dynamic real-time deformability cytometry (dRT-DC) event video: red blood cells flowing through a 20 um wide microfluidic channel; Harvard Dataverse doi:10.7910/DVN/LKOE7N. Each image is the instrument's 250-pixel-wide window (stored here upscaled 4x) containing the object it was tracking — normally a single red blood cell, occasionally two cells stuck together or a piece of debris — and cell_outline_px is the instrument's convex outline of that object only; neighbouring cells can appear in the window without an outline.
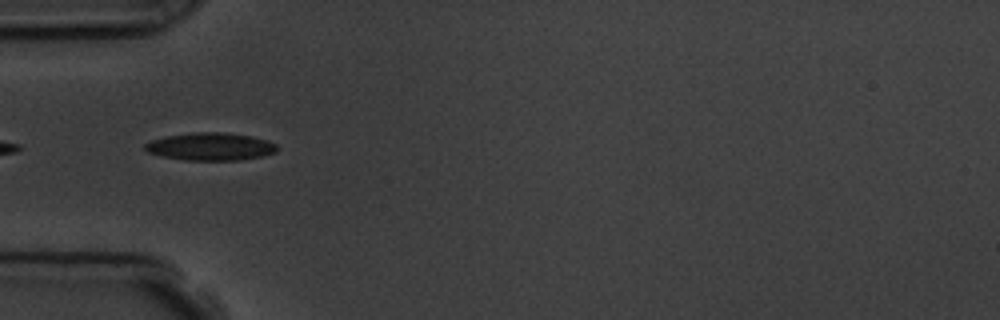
{"species": "common noctule bat (a hibernating species)", "species_latin": "Nyctalus noctula", "temperature_condition": "room temperature", "stored_images_in_passage": 10, "camera_frame_rate_fps": 3000, "um_per_image_px": 0.085, "animal": {"sex": "male", "body_mass_g": 19.5, "forearm_length_mm": 54.6}, "frame": {"image": 1, "passage_image": 5, "time_ms": 4.667, "image_size_px": [1000, 320], "cell_outline_px": [[276, 152], [264, 156], [240, 160], [184, 160], [160, 156], [148, 152], [144, 148], [144, 144], [152, 140], [164, 136], [196, 132], [220, 132], [252, 136], [276, 144]], "centroid_in_image_um": [17.86, 12.46], "position_along_channel_um": 67.1, "area_um2": 21.27}}
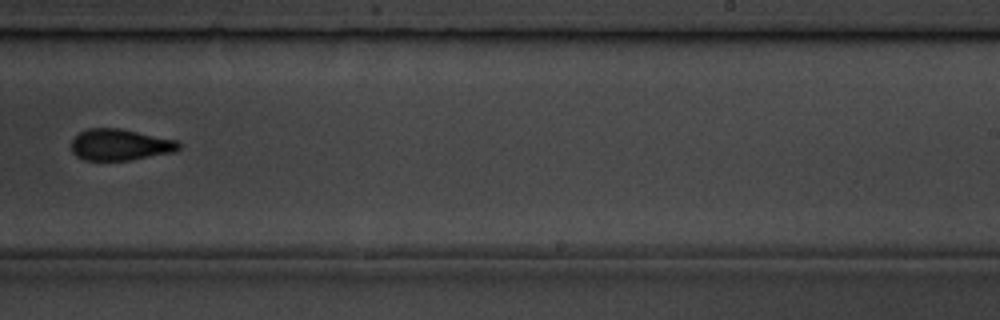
{"frame": {"image": 2, "passage_image": 10, "time_ms": 10.333, "image_size_px": [1000, 320], "cell_outline_px": [[180, 148], [176, 152], [128, 160], [84, 160], [76, 156], [72, 152], [72, 140], [80, 132], [88, 128], [120, 128], [176, 140], [180, 144]], "centroid_in_image_um": [10.21, 12.3], "position_along_channel_um": 278.8, "area_um2": 19.59}}